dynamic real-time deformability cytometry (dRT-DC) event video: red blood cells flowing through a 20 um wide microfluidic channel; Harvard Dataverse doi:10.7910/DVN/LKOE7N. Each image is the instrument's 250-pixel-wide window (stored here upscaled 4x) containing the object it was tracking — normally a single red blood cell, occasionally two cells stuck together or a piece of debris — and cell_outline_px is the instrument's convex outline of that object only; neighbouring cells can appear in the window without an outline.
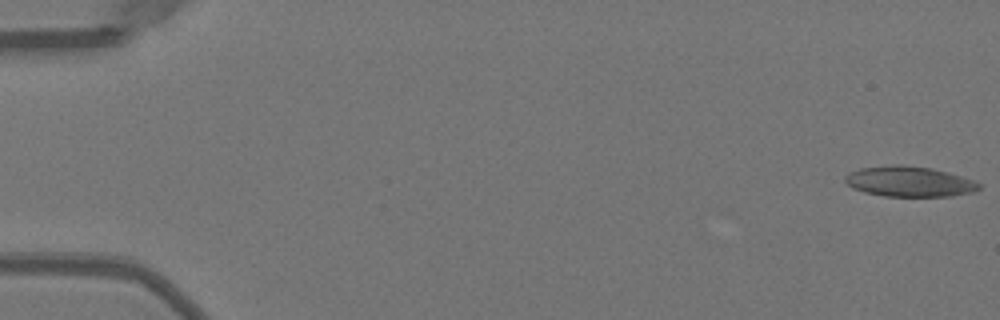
{"species": "Egyptian fruit bat (a non-hibernating species)", "species_latin": "Rousettus aegyptiacus", "temperature_condition": "warm", "stored_images_in_passage": 49, "camera_frame_rate_fps": 3000, "um_per_image_px": 0.085, "animal": {"sex": "female"}, "frame": {"image": 1, "passage_image": 1, "time_ms": 0.0, "image_size_px": [1000, 320], "cell_outline_px": [[980, 188], [972, 192], [952, 196], [884, 196], [864, 192], [852, 188], [844, 180], [844, 176], [860, 168], [896, 164], [932, 168], [960, 176], [972, 180], [980, 184]], "centroid_in_image_um": [77.26, 15.43], "position_along_channel_um": 7.7, "area_um2": 23.47}}
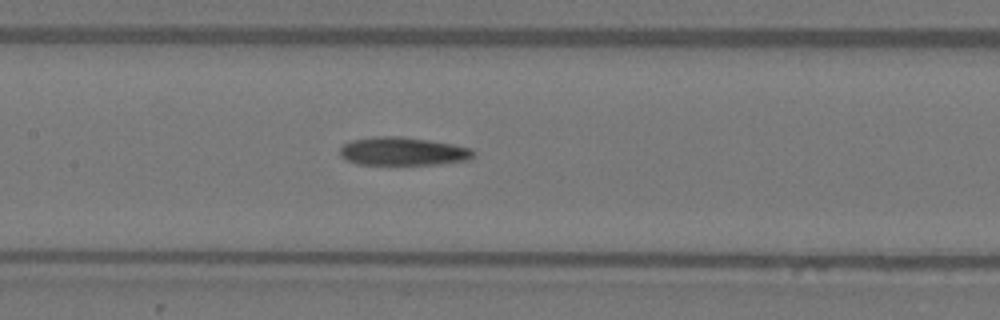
{"frame": {"image": 2, "passage_image": 25, "time_ms": 8.0, "image_size_px": [1000, 320], "cell_outline_px": [[476, 152], [468, 160], [440, 164], [356, 164], [340, 156], [340, 148], [344, 144], [352, 140], [372, 136], [400, 136], [428, 140], [452, 144], [472, 148]], "centroid_in_image_um": [34.25, 12.86], "position_along_channel_um": 173.2, "area_um2": 21.96}}
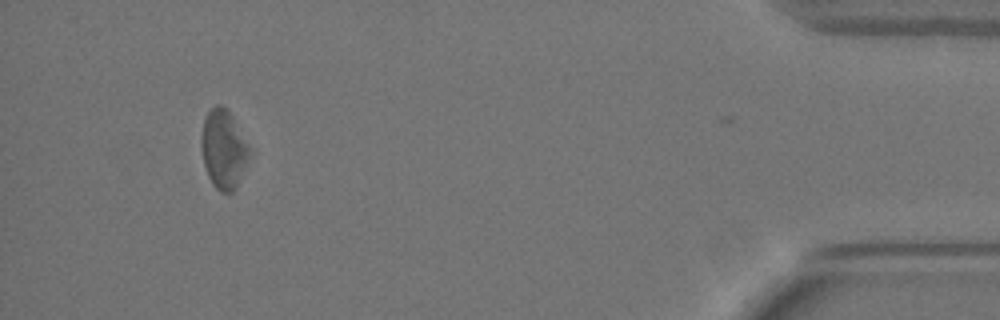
{"frame": {"image": 3, "passage_image": 48, "time_ms": 15.667, "image_size_px": [1000, 320], "cell_outline_px": [[252, 152], [236, 188], [232, 192], [220, 192], [212, 184], [208, 176], [204, 164], [200, 144], [200, 136], [204, 116], [216, 104], [220, 104], [228, 108]], "centroid_in_image_um": [18.99, 12.66], "position_along_channel_um": 416.2, "area_um2": 22.37}, "authors_computed_cell_mechanics": {"area_um2": 22.6576, "velocity_mm_per_s": 4.0084, "shape_relaxation_time_tau1_ms": null, "shape_relaxation_time_tau2_ms": 8.0477, "deformation_change_tau1": null, "deformation_change_tau2": 0.235}}